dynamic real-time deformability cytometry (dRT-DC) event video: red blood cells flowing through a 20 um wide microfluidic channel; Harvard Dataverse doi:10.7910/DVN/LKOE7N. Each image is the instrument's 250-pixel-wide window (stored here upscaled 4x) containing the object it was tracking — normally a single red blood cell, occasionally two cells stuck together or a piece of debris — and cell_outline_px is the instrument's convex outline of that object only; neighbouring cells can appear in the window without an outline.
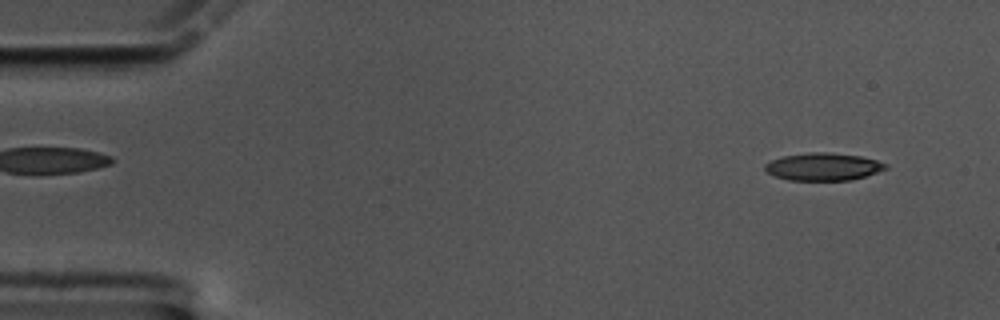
{"species": "common noctule bat (a hibernating species)", "species_latin": "Nyctalus noctula", "temperature_condition": "cold", "stored_images_in_passage": 58, "camera_frame_rate_fps": 3000, "um_per_image_px": 0.085, "animal": {"sex": "male", "body_mass_g": 17.5, "forearm_length_mm": 52.3}, "frame": {"image": 1, "passage_image": 4, "time_ms": 1.0, "image_size_px": [1000, 320], "cell_outline_px": [[888, 168], [852, 180], [788, 180], [776, 176], [768, 172], [764, 168], [764, 164], [772, 160], [784, 156], [808, 152], [828, 152], [860, 156], [876, 160], [888, 164]], "centroid_in_image_um": [69.98, 14.16], "position_along_channel_um": 15.0, "area_um2": 19.25}}
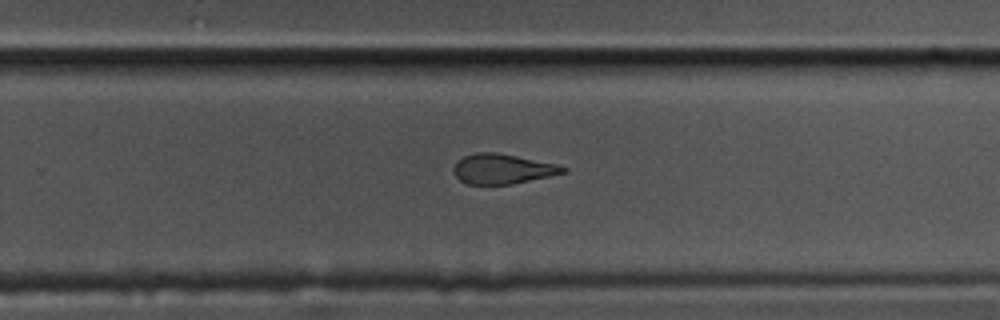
{"frame": {"image": 2, "passage_image": 37, "time_ms": 12.0, "image_size_px": [1000, 320], "cell_outline_px": [[568, 172], [512, 184], [468, 184], [460, 180], [456, 176], [452, 168], [456, 160], [464, 156], [476, 152], [496, 152], [556, 164], [568, 168]], "centroid_in_image_um": [42.69, 14.35], "position_along_channel_um": 287.1, "area_um2": 19.07}}
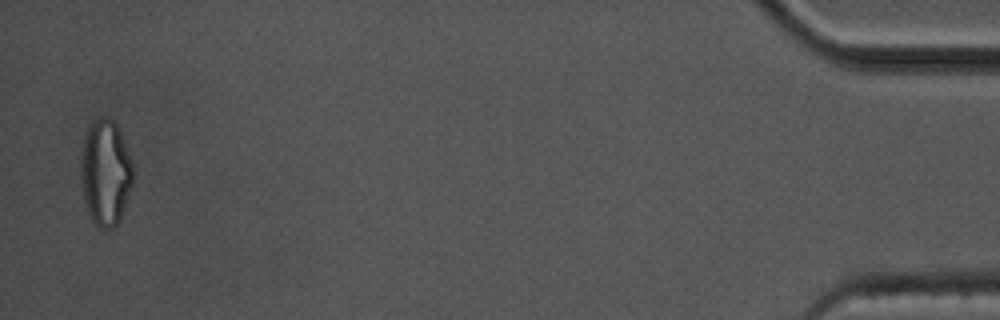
{"frame": {"image": 3, "passage_image": 57, "time_ms": 18.667, "image_size_px": [1000, 320], "cell_outline_px": [[132, 184], [120, 220], [112, 228], [100, 228], [92, 220], [84, 200], [80, 176], [80, 148], [88, 124], [92, 120], [100, 116], [104, 116], [112, 120], [116, 124], [120, 132], [132, 164]], "centroid_in_image_um": [8.92, 14.62], "position_along_channel_um": 426.3, "area_um2": 32.31}, "authors_computed_cell_mechanics": {"area_um2": 20.2878, "velocity_mm_per_s": 3.4197, "shape_relaxation_time_tau1_ms": 9.4792, "shape_relaxation_time_tau2_ms": 3.0319, "deformation_change_tau1": 0.2507, "deformation_change_tau2": 0.1238}}